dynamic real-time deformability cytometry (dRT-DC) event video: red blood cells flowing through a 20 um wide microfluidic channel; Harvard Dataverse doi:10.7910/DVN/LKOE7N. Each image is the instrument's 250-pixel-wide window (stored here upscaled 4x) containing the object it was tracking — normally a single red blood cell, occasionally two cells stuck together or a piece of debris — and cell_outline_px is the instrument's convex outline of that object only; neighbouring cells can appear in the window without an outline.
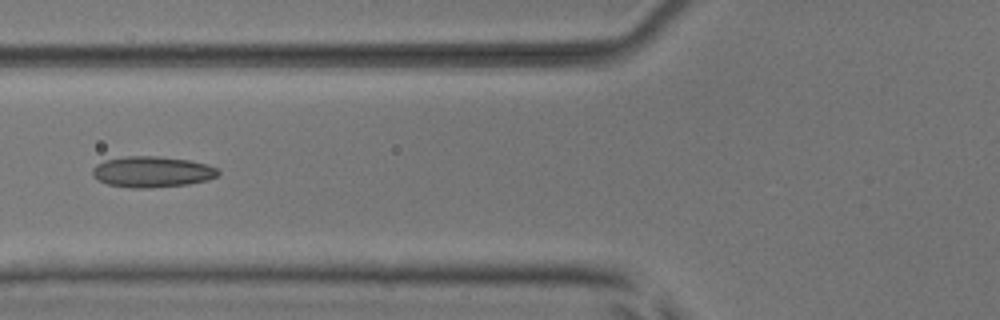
{"species": "common noctule bat (a hibernating species)", "species_latin": "Nyctalus noctula", "temperature_condition": "room temperature", "stored_images_in_passage": 5, "camera_frame_rate_fps": 3000, "um_per_image_px": 0.085, "animal": {"sex": "male", "body_mass_g": 17.9, "forearm_length_mm": 54.2}, "frame": {"image": 1, "passage_image": 5, "time_ms": 1.333, "image_size_px": [1000, 320], "cell_outline_px": [[220, 172], [216, 176], [208, 180], [188, 184], [152, 188], [132, 188], [108, 184], [92, 176], [92, 168], [96, 164], [104, 160], [124, 156], [156, 156], [188, 160], [208, 164], [216, 168]], "centroid_in_image_um": [12.91, 14.6], "position_along_channel_um": 112.9, "area_um2": 22.72}}